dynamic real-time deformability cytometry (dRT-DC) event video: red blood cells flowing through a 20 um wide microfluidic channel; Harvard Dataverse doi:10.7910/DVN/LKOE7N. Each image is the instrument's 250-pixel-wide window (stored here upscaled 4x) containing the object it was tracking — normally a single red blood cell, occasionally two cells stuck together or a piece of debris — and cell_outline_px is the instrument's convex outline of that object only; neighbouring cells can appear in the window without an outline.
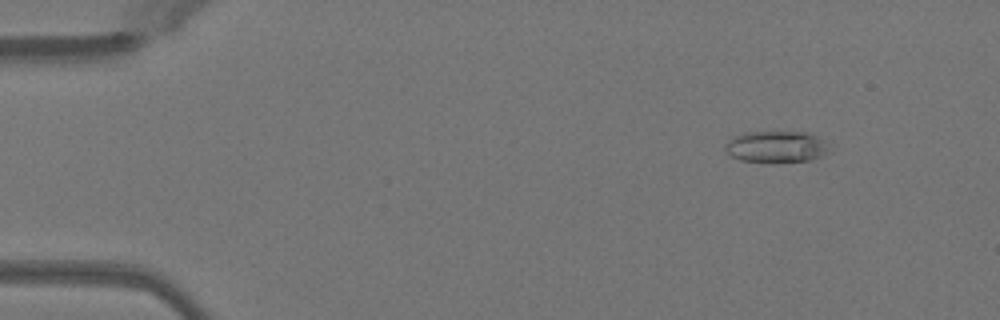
{"species": "Egyptian fruit bat (a non-hibernating species)", "species_latin": "Rousettus aegyptiacus", "temperature_condition": "warm", "stored_images_in_passage": 50, "camera_frame_rate_fps": 3000, "um_per_image_px": 0.085, "animal": {"sex": "female"}, "frame": {"image": 1, "passage_image": 6, "time_ms": 1.667, "image_size_px": [1000, 320], "cell_outline_px": [[828, 152], [812, 160], [776, 164], [768, 164], [740, 160], [732, 156], [724, 148], [724, 144], [732, 136], [744, 132], [808, 132], [824, 140]], "centroid_in_image_um": [65.93, 12.5], "position_along_channel_um": 19.1, "area_um2": 19.65}}
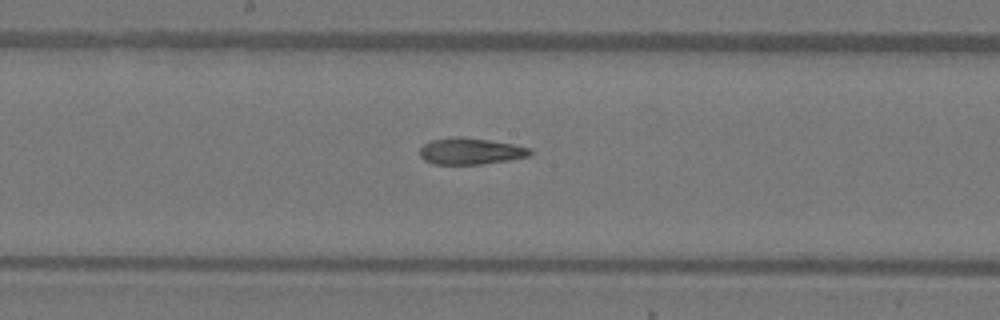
{"frame": {"image": 2, "passage_image": 27, "time_ms": 8.667, "image_size_px": [1000, 320], "cell_outline_px": [[536, 152], [532, 156], [508, 160], [480, 164], [432, 164], [424, 160], [420, 156], [420, 148], [424, 144], [432, 140], [452, 136], [460, 136], [488, 140], [512, 144], [532, 148]], "centroid_in_image_um": [40.03, 12.85], "position_along_channel_um": 208.2, "area_um2": 17.22}}
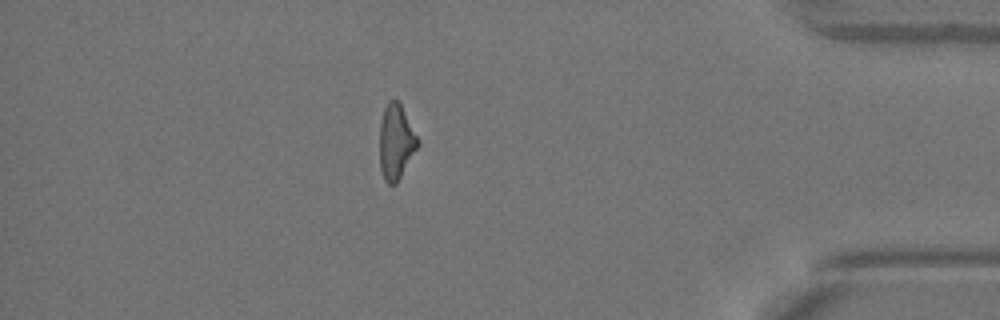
{"frame": {"image": 3, "passage_image": 44, "time_ms": 14.333, "image_size_px": [1000, 320], "cell_outline_px": [[420, 144], [396, 184], [388, 184], [384, 180], [380, 168], [380, 124], [384, 108], [388, 100], [396, 100], [400, 104], [420, 140]], "centroid_in_image_um": [33.66, 12.07], "position_along_channel_um": 401.5, "area_um2": 16.65}, "authors_computed_cell_mechanics": {"area_um2": 17.6579, "velocity_mm_per_s": 4.0954, "shape_relaxation_time_tau1_ms": 7.0153, "shape_relaxation_time_tau2_ms": 1.697, "deformation_change_tau1": 0.2237, "deformation_change_tau2": 0.0836}}